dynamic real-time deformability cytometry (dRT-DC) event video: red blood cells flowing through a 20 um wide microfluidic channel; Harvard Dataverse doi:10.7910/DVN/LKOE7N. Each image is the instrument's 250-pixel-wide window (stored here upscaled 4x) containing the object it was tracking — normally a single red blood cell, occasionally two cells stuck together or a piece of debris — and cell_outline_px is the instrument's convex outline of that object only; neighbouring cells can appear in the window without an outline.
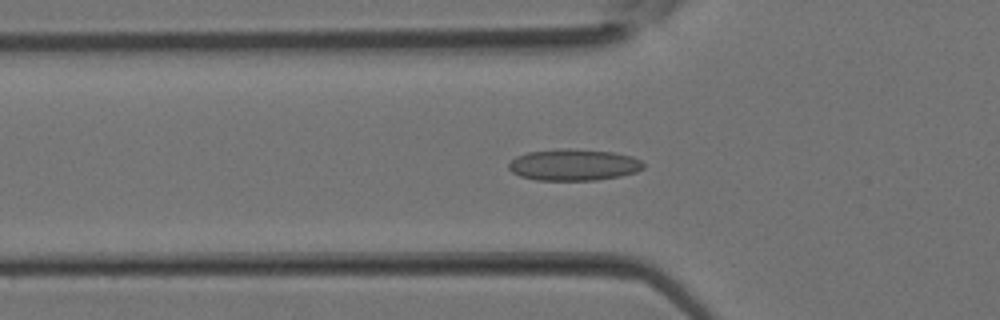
{"species": "Egyptian fruit bat (a non-hibernating species)", "species_latin": "Rousettus aegyptiacus", "temperature_condition": "room temperature", "stored_images_in_passage": 33, "camera_frame_rate_fps": 3000, "um_per_image_px": 0.085, "animal": {"sex": "female"}, "frame": {"image": 1, "passage_image": 11, "time_ms": 3.333, "image_size_px": [1000, 320], "cell_outline_px": [[644, 168], [636, 172], [620, 176], [596, 180], [536, 180], [520, 176], [512, 172], [508, 168], [508, 164], [516, 156], [528, 152], [556, 148], [572, 148], [612, 152], [632, 156], [640, 160], [644, 164]], "centroid_in_image_um": [48.75, 14.0], "position_along_channel_um": 77.0, "area_um2": 24.91}}
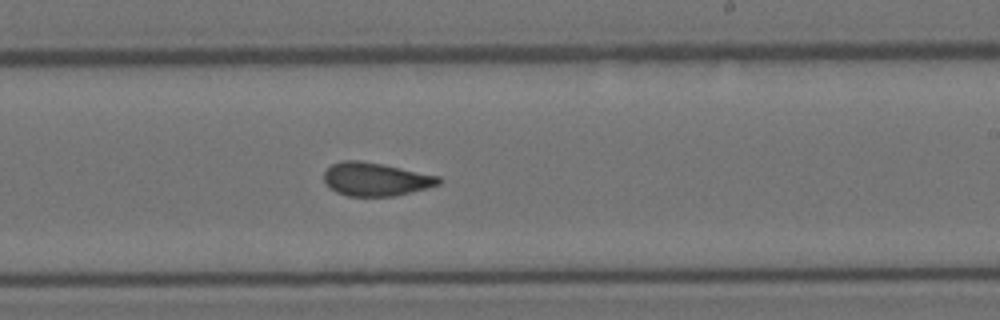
{"frame": {"image": 2, "passage_image": 20, "time_ms": 6.333, "image_size_px": [1000, 320], "cell_outline_px": [[444, 180], [440, 184], [396, 196], [348, 196], [336, 192], [328, 188], [324, 180], [324, 172], [332, 164], [340, 160], [360, 160], [384, 164], [440, 176]], "centroid_in_image_um": [31.93, 15.23], "position_along_channel_um": 257.1, "area_um2": 22.54}}
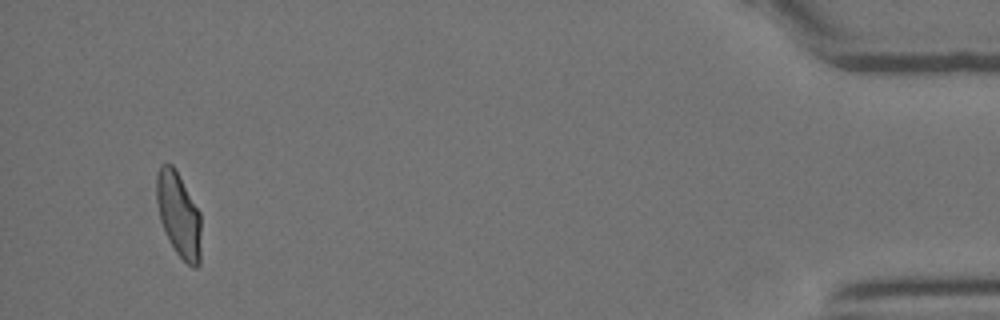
{"frame": {"image": 3, "passage_image": 32, "time_ms": 10.333, "image_size_px": [1000, 320], "cell_outline_px": [[200, 264], [196, 268], [192, 268], [176, 252], [160, 220], [156, 200], [156, 176], [160, 164], [172, 164], [200, 212]], "centroid_in_image_um": [15.18, 18.25], "position_along_channel_um": 420.0, "area_um2": 21.68}}